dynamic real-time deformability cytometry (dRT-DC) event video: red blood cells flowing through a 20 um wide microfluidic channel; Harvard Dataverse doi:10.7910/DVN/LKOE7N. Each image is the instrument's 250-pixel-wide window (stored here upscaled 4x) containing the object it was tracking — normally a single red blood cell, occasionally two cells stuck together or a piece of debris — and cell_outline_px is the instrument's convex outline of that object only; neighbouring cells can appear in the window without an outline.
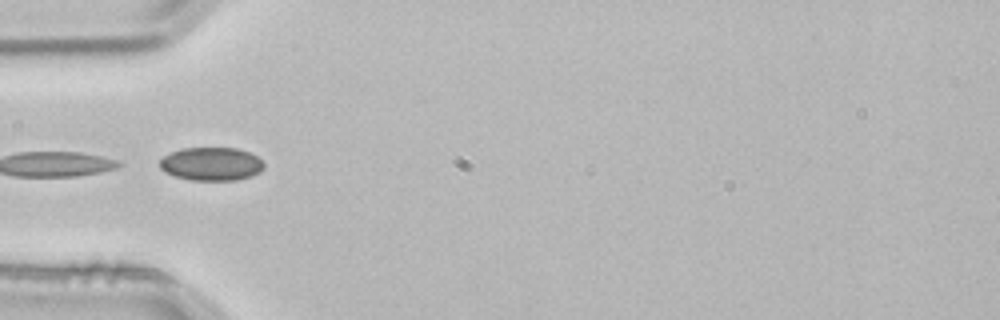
{"species": "common noctule bat (a hibernating species)", "species_latin": "Nyctalus noctula", "temperature_condition": "room temperature", "stored_images_in_passage": 4, "camera_frame_rate_fps": 3000, "um_per_image_px": 0.085, "animal": {"sex": "male", "body_mass_g": 21.5, "forearm_length_mm": 52.0}, "frame": {"image": 1, "passage_image": 4, "time_ms": 1.0, "image_size_px": [1000, 320], "cell_outline_px": [[264, 168], [260, 172], [252, 176], [236, 180], [192, 180], [176, 176], [164, 172], [160, 168], [160, 160], [164, 156], [180, 148], [236, 148], [248, 152], [256, 156], [264, 164]], "centroid_in_image_um": [17.96, 13.94], "position_along_channel_um": 67.0, "area_um2": 20.17}}